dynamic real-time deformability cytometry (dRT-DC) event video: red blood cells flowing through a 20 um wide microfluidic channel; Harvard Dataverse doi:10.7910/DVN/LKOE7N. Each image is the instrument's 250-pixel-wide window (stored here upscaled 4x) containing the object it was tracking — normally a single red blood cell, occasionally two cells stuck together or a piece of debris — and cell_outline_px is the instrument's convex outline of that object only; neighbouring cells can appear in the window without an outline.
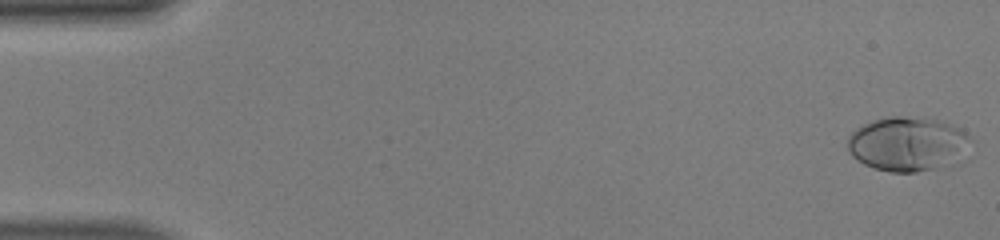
{"species": "human", "species_latin": "Homo sapiens", "temperature_condition": "warm", "stored_images_in_passage": 49, "camera_frame_rate_fps": 3000, "um_per_image_px": 0.085, "donor": {"sex": "male"}, "frame": {"image": 1, "passage_image": 1, "time_ms": 0.0, "image_size_px": [1000, 240], "cell_outline_px": [[972, 140], [932, 168], [916, 172], [888, 172], [864, 164], [852, 156], [848, 152], [848, 136], [856, 128], [864, 124], [888, 116], [924, 116], [940, 120], [960, 128]], "centroid_in_image_um": [76.96, 12.16], "position_along_channel_um": 8.0, "area_um2": 37.34}}
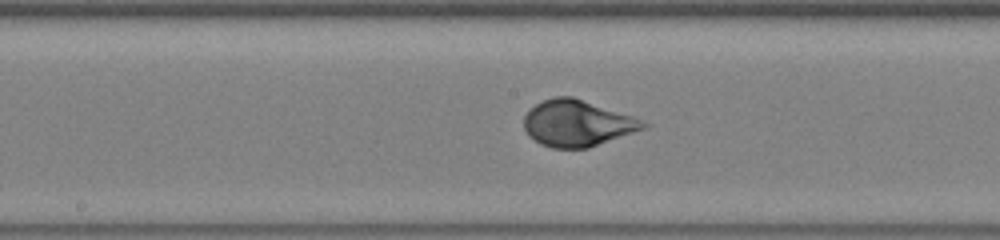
{"frame": {"image": 2, "passage_image": 26, "time_ms": 8.333, "image_size_px": [1000, 240], "cell_outline_px": [[652, 124], [648, 128], [588, 148], [552, 148], [540, 144], [528, 136], [524, 128], [524, 116], [536, 104], [552, 96], [572, 96], [632, 116]], "centroid_in_image_um": [49.09, 10.49], "position_along_channel_um": 199.1, "area_um2": 32.31}}
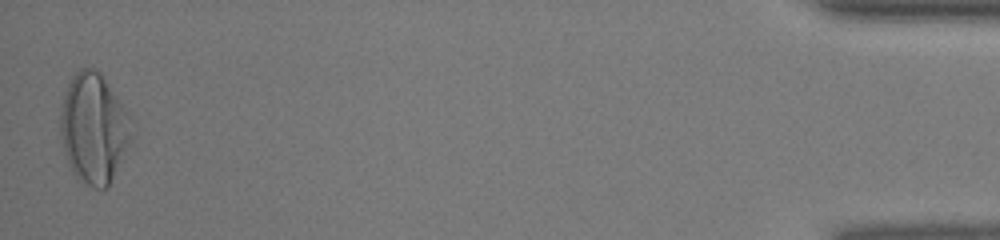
{"frame": {"image": 3, "passage_image": 49, "time_ms": 16.0, "image_size_px": [1000, 240], "cell_outline_px": [[132, 136], [108, 184], [104, 188], [92, 188], [76, 176], [72, 172], [68, 164], [60, 136], [60, 116], [64, 96], [68, 84], [72, 76], [80, 68], [96, 68], [100, 72], [128, 112]], "centroid_in_image_um": [7.93, 10.87], "position_along_channel_um": 427.3, "area_um2": 44.8}, "authors_computed_cell_mechanics": {"area_um2": 33.4084, "velocity_mm_per_s": 4.1527, "shape_relaxation_time_tau1_ms": 2.9621, "shape_relaxation_time_tau2_ms": null, "deformation_change_tau1": 0.2082, "deformation_change_tau2": null}}